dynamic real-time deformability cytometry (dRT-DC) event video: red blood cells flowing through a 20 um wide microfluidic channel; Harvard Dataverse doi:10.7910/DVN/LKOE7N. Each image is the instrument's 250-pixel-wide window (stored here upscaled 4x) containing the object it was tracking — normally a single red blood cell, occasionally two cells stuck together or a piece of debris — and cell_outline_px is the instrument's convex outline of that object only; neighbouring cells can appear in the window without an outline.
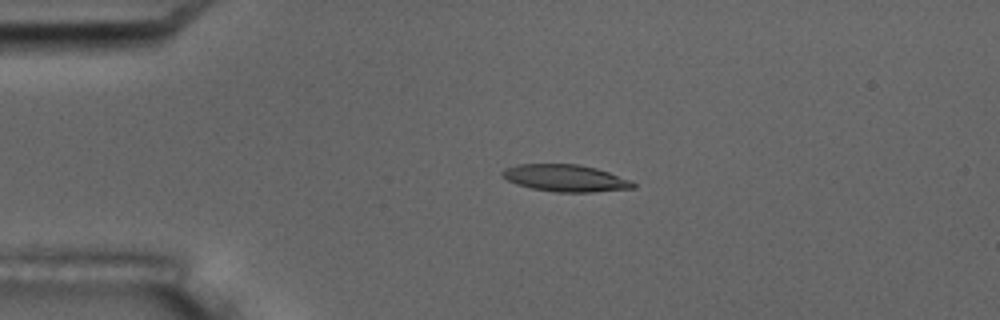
{"species": "common noctule bat (a hibernating species)", "species_latin": "Nyctalus noctula", "temperature_condition": "room temperature", "stored_images_in_passage": 5, "camera_frame_rate_fps": 3000, "um_per_image_px": 0.085, "animal": {"sex": "male", "body_mass_g": 17.5, "forearm_length_mm": 52.3}, "frame": {"image": 1, "passage_image": 4, "time_ms": 3.667, "image_size_px": [1000, 320], "cell_outline_px": [[636, 188], [592, 192], [556, 192], [532, 188], [516, 184], [500, 176], [500, 172], [504, 168], [516, 164], [580, 164], [596, 168], [632, 180], [636, 184]], "centroid_in_image_um": [48.05, 15.13], "position_along_channel_um": 36.9, "area_um2": 20.75}}